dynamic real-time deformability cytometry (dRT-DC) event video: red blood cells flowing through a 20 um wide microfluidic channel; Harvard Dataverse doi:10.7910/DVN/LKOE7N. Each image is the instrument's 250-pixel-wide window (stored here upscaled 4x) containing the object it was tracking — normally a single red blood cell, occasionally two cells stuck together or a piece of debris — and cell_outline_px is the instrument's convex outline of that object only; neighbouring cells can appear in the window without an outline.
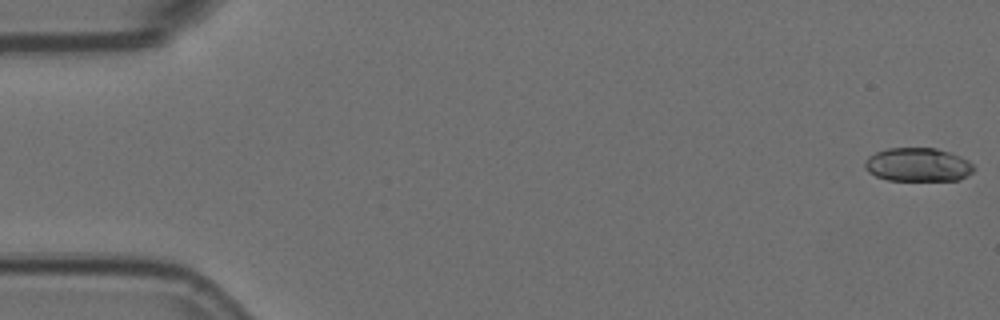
{"species": "Egyptian fruit bat (a non-hibernating species)", "species_latin": "Rousettus aegyptiacus", "temperature_condition": "room temperature", "stored_images_in_passage": 57, "camera_frame_rate_fps": 3000, "um_per_image_px": 0.085, "animal": {"sex": "female"}, "frame": {"image": 1, "passage_image": 1, "time_ms": 0.0, "image_size_px": [1000, 320], "cell_outline_px": [[976, 168], [972, 172], [960, 180], [888, 180], [876, 176], [868, 172], [864, 168], [864, 160], [868, 156], [876, 152], [888, 148], [936, 148], [960, 156], [968, 160]], "centroid_in_image_um": [78.0, 14.0], "position_along_channel_um": 7.0, "area_um2": 21.44}}
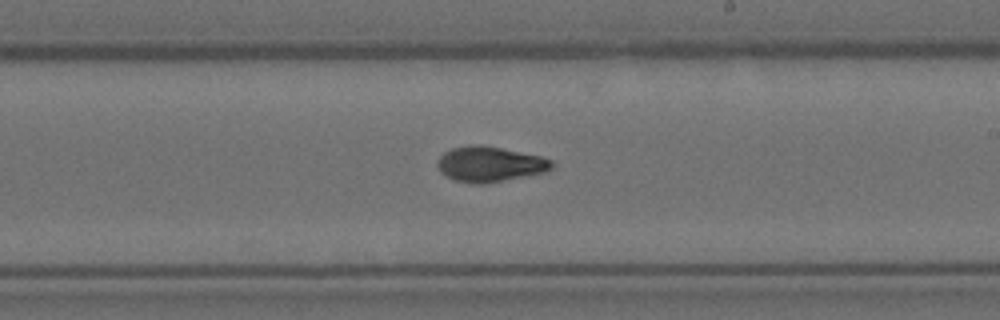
{"frame": {"image": 2, "passage_image": 33, "time_ms": 10.667, "image_size_px": [1000, 320], "cell_outline_px": [[556, 164], [552, 168], [544, 172], [484, 184], [472, 184], [452, 180], [440, 172], [436, 164], [440, 156], [444, 152], [452, 148], [472, 144], [480, 144], [540, 156], [552, 160]], "centroid_in_image_um": [41.6, 13.96], "position_along_channel_um": 247.4, "area_um2": 23.58}}
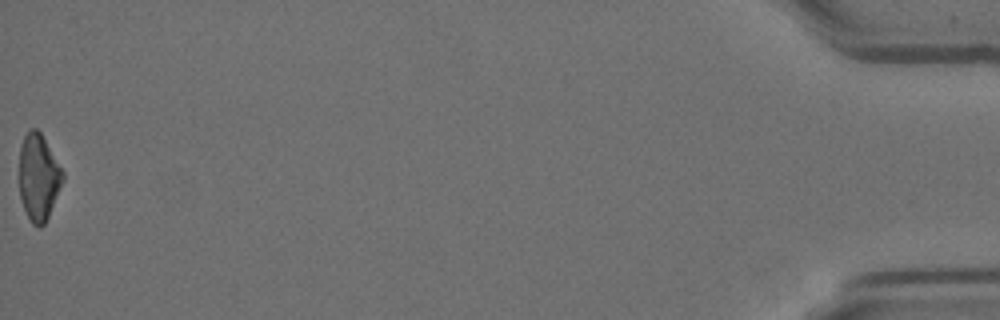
{"frame": {"image": 3, "passage_image": 57, "time_ms": 18.667, "image_size_px": [1000, 320], "cell_outline_px": [[64, 180], [48, 216], [44, 224], [40, 228], [32, 224], [24, 208], [20, 196], [20, 144], [28, 128], [36, 128], [40, 132], [64, 172]], "centroid_in_image_um": [3.28, 15.05], "position_along_channel_um": 431.9, "area_um2": 21.79}, "authors_computed_cell_mechanics": {"area_um2": 22.542, "velocity_mm_per_s": 3.5957, "shape_relaxation_time_tau1_ms": 5.8769, "shape_relaxation_time_tau2_ms": 1.4592, "deformation_change_tau1": 0.1772, "deformation_change_tau2": 0.0595}}